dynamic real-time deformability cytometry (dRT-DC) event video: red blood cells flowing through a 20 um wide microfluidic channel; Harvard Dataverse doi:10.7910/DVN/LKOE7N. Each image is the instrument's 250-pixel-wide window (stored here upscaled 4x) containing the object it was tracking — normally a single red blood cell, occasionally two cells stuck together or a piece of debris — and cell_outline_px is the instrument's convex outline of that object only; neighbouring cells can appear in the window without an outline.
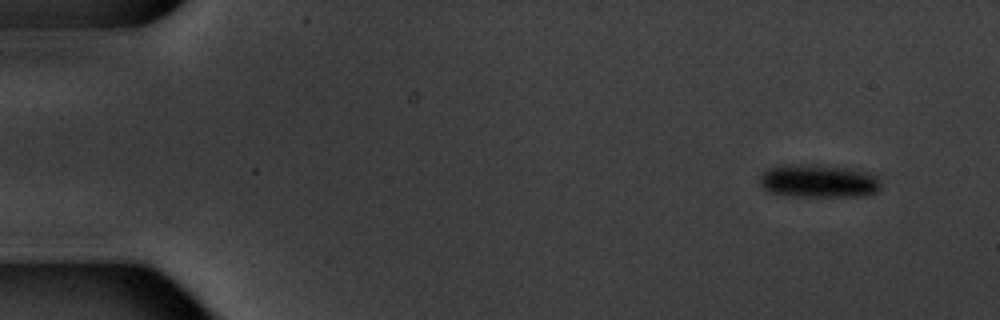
{"species": "common noctule bat (a hibernating species)", "species_latin": "Nyctalus noctula", "temperature_condition": "warm", "stored_images_in_passage": 4, "camera_frame_rate_fps": 3000, "um_per_image_px": 0.085, "animal": {"sex": "male", "body_mass_g": 20.1, "forearm_length_mm": 53.5}, "frame": {"image": 1, "passage_image": 1, "time_ms": 0.0, "image_size_px": [1000, 320], "cell_outline_px": [[880, 188], [876, 192], [864, 196], [792, 196], [768, 192], [760, 184], [760, 176], [768, 168], [788, 164], [808, 164], [840, 168], [868, 172], [876, 176], [880, 180]], "centroid_in_image_um": [69.56, 15.4], "position_along_channel_um": 15.4, "area_um2": 23.18}}
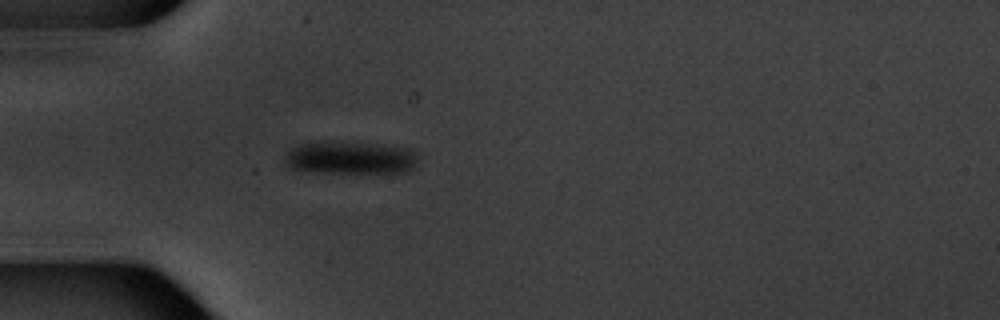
{"frame": {"image": 2, "passage_image": 4, "time_ms": 4.333, "image_size_px": [1000, 320], "cell_outline_px": [[416, 164], [412, 168], [404, 172], [316, 172], [288, 168], [284, 164], [284, 156], [292, 148], [300, 144], [340, 140], [412, 148], [416, 156]], "centroid_in_image_um": [29.74, 13.39], "position_along_channel_um": 55.3, "area_um2": 25.61}}